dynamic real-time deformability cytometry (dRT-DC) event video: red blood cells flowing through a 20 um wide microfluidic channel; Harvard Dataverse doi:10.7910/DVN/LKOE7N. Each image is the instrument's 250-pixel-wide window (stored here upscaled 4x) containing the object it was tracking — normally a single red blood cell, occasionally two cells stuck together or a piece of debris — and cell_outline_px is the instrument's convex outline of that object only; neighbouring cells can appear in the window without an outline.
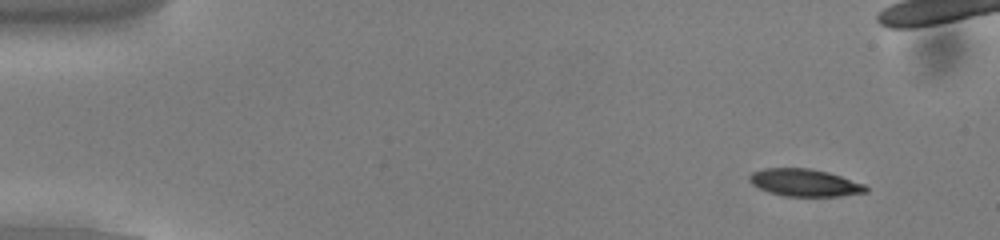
{"species": "common noctule bat (a hibernating species)", "species_latin": "Nyctalus noctula", "temperature_condition": "cold", "stored_images_in_passage": 54, "camera_frame_rate_fps": 3000, "um_per_image_px": 0.085, "animal": {"sex": "male", "body_mass_g": 13.0, "forearm_length_mm": 53.1}, "frame": {"image": 1, "passage_image": 4, "time_ms": 1.0, "image_size_px": [1000, 240], "cell_outline_px": [[868, 192], [840, 196], [784, 196], [768, 192], [752, 184], [748, 180], [748, 176], [752, 172], [764, 168], [812, 168], [828, 172], [864, 184], [868, 188]], "centroid_in_image_um": [68.38, 15.52], "position_along_channel_um": 16.6, "area_um2": 18.61}}
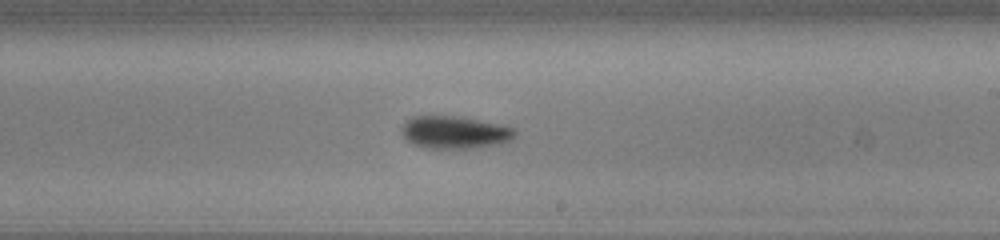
{"frame": {"image": 2, "passage_image": 31, "time_ms": 10.0, "image_size_px": [1000, 240], "cell_outline_px": [[516, 132], [512, 140], [500, 144], [472, 148], [428, 148], [412, 144], [400, 132], [400, 128], [412, 116], [456, 116], [496, 124], [512, 128]], "centroid_in_image_um": [38.61, 11.26], "position_along_channel_um": 250.4, "area_um2": 21.21}}
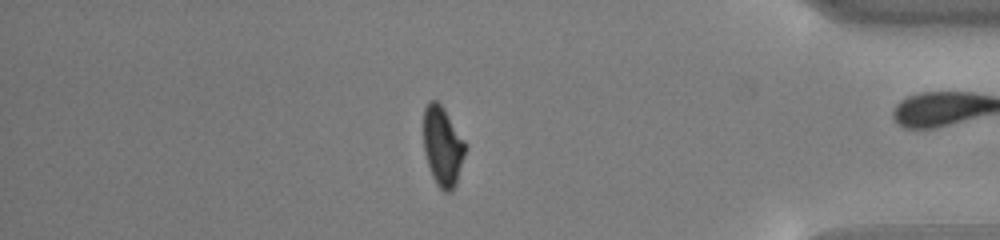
{"frame": {"image": 3, "passage_image": 45, "time_ms": 14.667, "image_size_px": [1000, 240], "cell_outline_px": [[464, 156], [456, 184], [452, 192], [444, 192], [436, 184], [432, 176], [424, 152], [424, 108], [428, 100], [436, 100], [444, 108], [464, 140]], "centroid_in_image_um": [37.6, 12.43], "position_along_channel_um": 397.6, "area_um2": 19.19}, "authors_computed_cell_mechanics": {"area_um2": 19.9121, "velocity_mm_per_s": 3.843, "shape_relaxation_time_tau1_ms": 2.0538, "shape_relaxation_time_tau2_ms": 6.7444, "deformation_change_tau1": 0.0969, "deformation_change_tau2": 0.112}}